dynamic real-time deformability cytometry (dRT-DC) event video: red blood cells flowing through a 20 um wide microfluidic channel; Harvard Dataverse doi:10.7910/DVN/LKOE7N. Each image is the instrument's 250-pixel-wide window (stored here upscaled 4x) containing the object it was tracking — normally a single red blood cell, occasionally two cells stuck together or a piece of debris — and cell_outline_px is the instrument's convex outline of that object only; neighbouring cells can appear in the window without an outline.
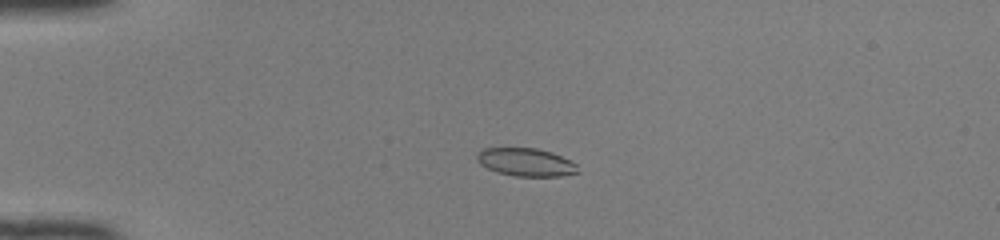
{"species": "common noctule bat (a hibernating species)", "species_latin": "Nyctalus noctula", "temperature_condition": "room temperature", "stored_images_in_passage": 48, "camera_frame_rate_fps": 3000, "um_per_image_px": 0.085, "animal": {"sex": "female", "body_mass_g": 22.0, "forearm_length_mm": 56.7}, "frame": {"image": 1, "passage_image": 11, "time_ms": 3.333, "image_size_px": [1000, 240], "cell_outline_px": [[580, 172], [560, 176], [516, 176], [496, 172], [480, 164], [476, 160], [476, 152], [484, 148], [536, 148], [552, 152], [576, 164]], "centroid_in_image_um": [44.67, 13.78], "position_along_channel_um": 40.3, "area_um2": 16.47}}
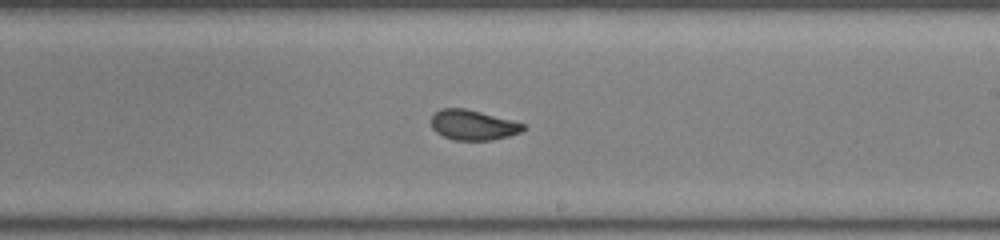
{"frame": {"image": 2, "passage_image": 29, "time_ms": 9.333, "image_size_px": [1000, 240], "cell_outline_px": [[524, 128], [520, 132], [508, 136], [492, 140], [452, 140], [436, 132], [432, 128], [432, 116], [436, 112], [444, 108], [464, 108], [480, 112], [524, 124]], "centroid_in_image_um": [40.17, 10.64], "position_along_channel_um": 248.8, "area_um2": 15.78}}
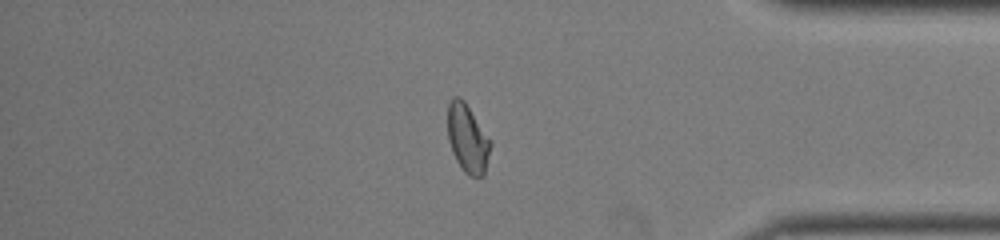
{"frame": {"image": 3, "passage_image": 41, "time_ms": 13.333, "image_size_px": [1000, 240], "cell_outline_px": [[492, 144], [484, 176], [468, 176], [464, 172], [456, 160], [452, 152], [448, 140], [448, 104], [452, 96], [460, 96], [464, 100], [492, 140]], "centroid_in_image_um": [39.76, 11.76], "position_along_channel_um": 395.4, "area_um2": 17.4}, "authors_computed_cell_mechanics": {"area_um2": 16.6753, "velocity_mm_per_s": 4.1418, "shape_relaxation_time_tau1_ms": 4.8603, "shape_relaxation_time_tau2_ms": 0.8561, "deformation_change_tau1": 0.1839, "deformation_change_tau2": 0.0616}}